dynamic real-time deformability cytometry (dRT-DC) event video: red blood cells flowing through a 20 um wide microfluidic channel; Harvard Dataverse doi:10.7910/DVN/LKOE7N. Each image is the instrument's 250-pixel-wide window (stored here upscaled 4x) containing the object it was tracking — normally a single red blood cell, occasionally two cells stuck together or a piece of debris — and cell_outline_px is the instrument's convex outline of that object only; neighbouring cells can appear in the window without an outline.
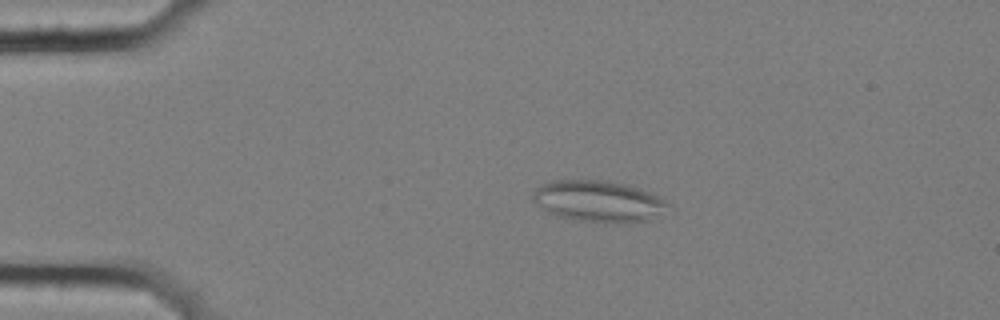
{"species": "common noctule bat (a hibernating species)", "species_latin": "Nyctalus noctula", "temperature_condition": "cold", "stored_images_in_passage": 15, "camera_frame_rate_fps": 3000, "um_per_image_px": 0.085, "animal": {"sex": "female", "body_mass_g": 25.1}, "frame": {"image": 1, "passage_image": 3, "time_ms": 0.667, "image_size_px": [1000, 320], "cell_outline_px": [[668, 204], [648, 220], [612, 224], [604, 224], [576, 220], [560, 216], [548, 212], [532, 200], [532, 192], [536, 188], [552, 180], [608, 180], [628, 184], [652, 192], [660, 196]], "centroid_in_image_um": [50.83, 17.09], "position_along_channel_um": 34.2, "area_um2": 32.54}}
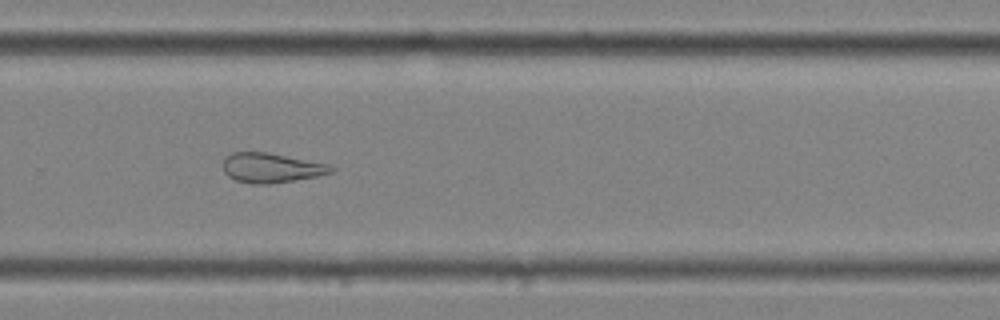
{"frame": {"image": 2, "passage_image": 11, "time_ms": 3.333, "image_size_px": [1000, 320], "cell_outline_px": [[336, 168], [332, 172], [316, 176], [268, 184], [252, 184], [236, 180], [228, 176], [224, 172], [224, 156], [232, 152], [268, 152], [328, 164]], "centroid_in_image_um": [23.03, 14.25], "position_along_channel_um": 306.8, "area_um2": 18.55}}
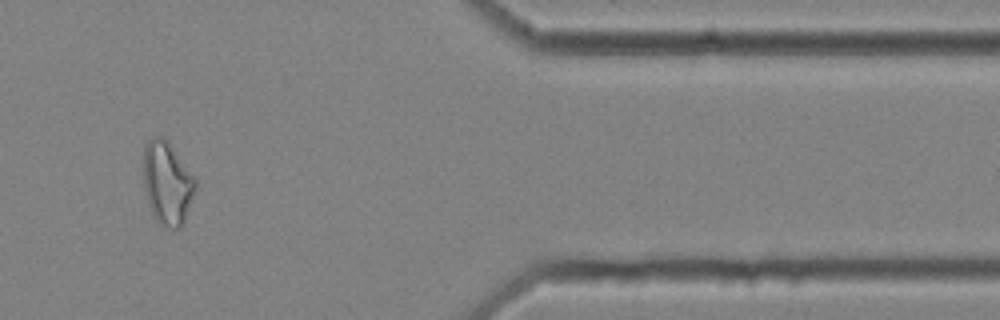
{"frame": {"image": 3, "passage_image": 13, "time_ms": 4.0, "image_size_px": [1000, 320], "cell_outline_px": [[196, 188], [184, 220], [180, 228], [172, 228], [160, 224], [156, 220], [148, 204], [144, 188], [144, 148], [148, 140], [152, 136], [164, 136], [168, 140], [196, 180]], "centroid_in_image_um": [14.2, 15.53], "position_along_channel_um": 397.2, "area_um2": 24.97}}